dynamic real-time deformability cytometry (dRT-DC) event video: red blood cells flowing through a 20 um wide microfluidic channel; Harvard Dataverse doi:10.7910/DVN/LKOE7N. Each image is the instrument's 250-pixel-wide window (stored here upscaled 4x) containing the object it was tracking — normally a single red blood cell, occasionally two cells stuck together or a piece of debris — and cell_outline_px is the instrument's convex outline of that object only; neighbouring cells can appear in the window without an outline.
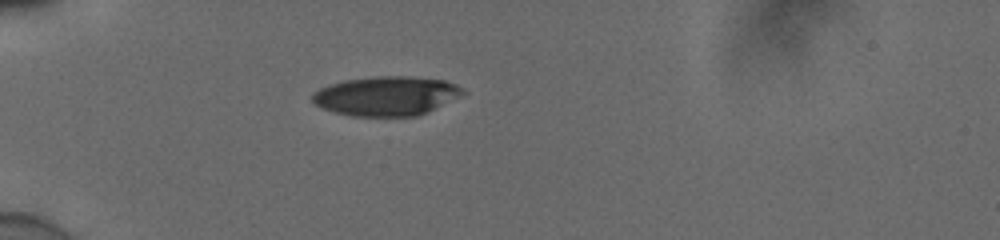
{"species": "human", "species_latin": "Homo sapiens", "temperature_condition": "cold", "stored_images_in_passage": 38, "camera_frame_rate_fps": 3000, "um_per_image_px": 0.085, "donor": {"sex": "male"}, "frame": {"image": 1, "passage_image": 1, "time_ms": 0.0, "image_size_px": [1000, 240], "cell_outline_px": [[468, 92], [460, 96], [416, 116], [352, 116], [336, 112], [324, 108], [316, 104], [312, 100], [312, 92], [328, 84], [344, 80], [376, 76], [408, 76], [444, 80], [456, 84], [464, 88]], "centroid_in_image_um": [32.83, 8.14], "position_along_channel_um": 52.2, "area_um2": 34.33}}
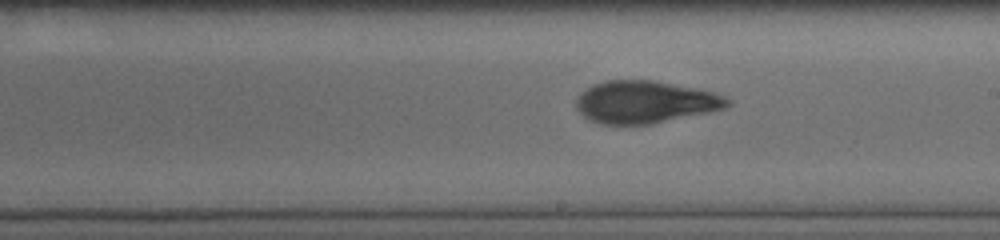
{"frame": {"image": 2, "passage_image": 17, "time_ms": 5.333, "image_size_px": [1000, 240], "cell_outline_px": [[732, 104], [724, 108], [708, 112], [652, 124], [600, 124], [588, 120], [576, 108], [576, 100], [580, 92], [596, 84], [608, 80], [652, 80], [712, 92], [724, 96], [732, 100]], "centroid_in_image_um": [54.82, 8.68], "position_along_channel_um": 234.2, "area_um2": 37.05}}
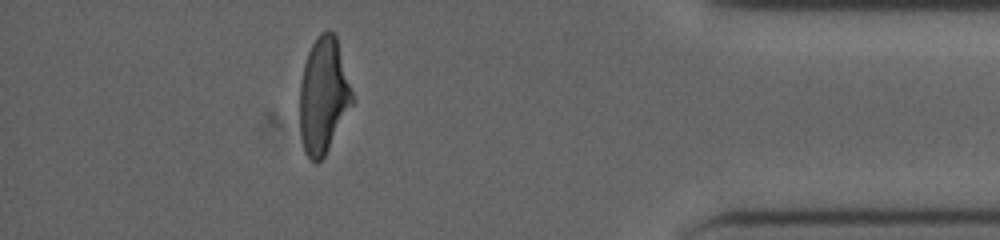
{"frame": {"image": 3, "passage_image": 33, "time_ms": 10.667, "image_size_px": [1000, 240], "cell_outline_px": [[356, 100], [324, 156], [316, 164], [304, 152], [300, 132], [300, 84], [304, 64], [308, 52], [316, 36], [320, 32], [328, 28], [336, 36]], "centroid_in_image_um": [27.51, 8.1], "position_along_channel_um": 407.7, "area_um2": 35.89}, "authors_computed_cell_mechanics": {"area_um2": 36.5585, "velocity_mm_per_s": 3.9076, "shape_relaxation_time_tau1_ms": 4.0202, "shape_relaxation_time_tau2_ms": 1.4133, "deformation_change_tau1": 0.1555, "deformation_change_tau2": 0.0873}}